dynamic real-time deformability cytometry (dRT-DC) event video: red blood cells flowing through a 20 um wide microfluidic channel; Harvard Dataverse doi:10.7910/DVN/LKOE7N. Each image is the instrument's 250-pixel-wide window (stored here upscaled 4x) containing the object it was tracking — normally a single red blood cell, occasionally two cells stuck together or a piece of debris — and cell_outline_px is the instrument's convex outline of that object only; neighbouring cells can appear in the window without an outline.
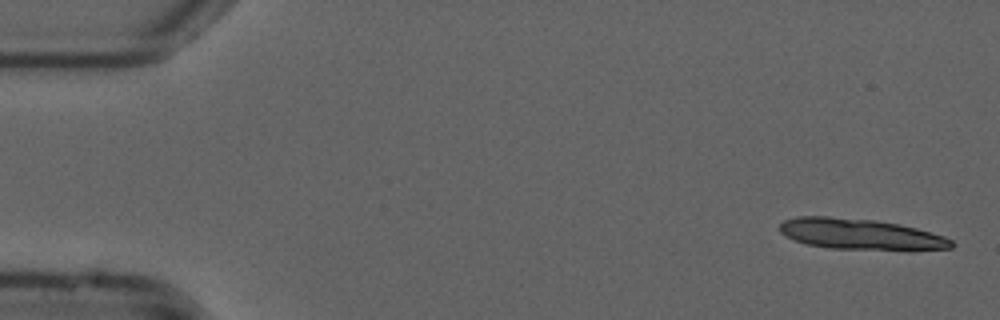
{"species": "common noctule bat (a hibernating species)", "species_latin": "Nyctalus noctula", "temperature_condition": "cold", "stored_images_in_passage": 3, "camera_frame_rate_fps": 3000, "um_per_image_px": 0.085, "animal": {"sex": "male", "forearm_length_mm": 52.5}, "frame": {"image": 1, "passage_image": 1, "time_ms": 0.0, "image_size_px": [1000, 320], "cell_outline_px": [[956, 244], [952, 248], [908, 252], [828, 248], [808, 244], [796, 240], [780, 232], [780, 224], [784, 220], [796, 216], [828, 216], [872, 220], [900, 224], [916, 228], [944, 236], [952, 240]], "centroid_in_image_um": [73.25, 19.94], "position_along_channel_um": 11.8, "area_um2": 31.62}}